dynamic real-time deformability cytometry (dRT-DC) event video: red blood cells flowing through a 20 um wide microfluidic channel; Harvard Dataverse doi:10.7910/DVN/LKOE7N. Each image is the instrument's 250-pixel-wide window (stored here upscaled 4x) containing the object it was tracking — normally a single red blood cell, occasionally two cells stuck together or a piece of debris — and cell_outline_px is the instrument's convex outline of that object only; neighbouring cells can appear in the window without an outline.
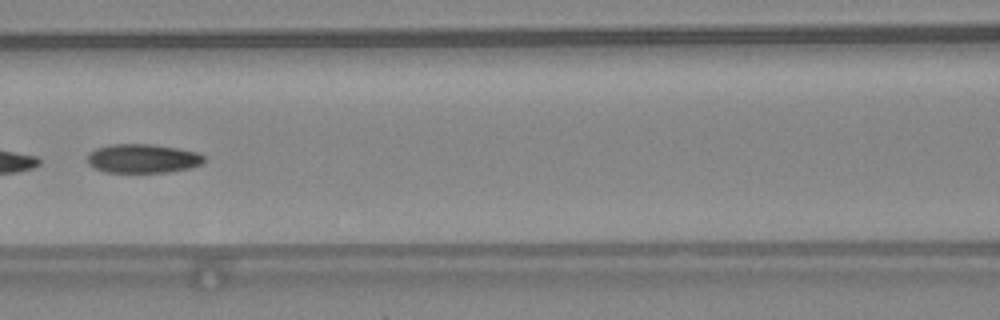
{"species": "common noctule bat (a hibernating species)", "species_latin": "Nyctalus noctula", "temperature_condition": "warm", "stored_images_in_passage": 39, "camera_frame_rate_fps": 3000, "um_per_image_px": 0.085, "animal": {"sex": "female", "body_mass_g": 24.6, "forearm_length_mm": 56.2}, "frame": {"image": 1, "passage_image": 14, "time_ms": 4.333, "image_size_px": [1000, 320], "cell_outline_px": [[204, 160], [200, 164], [192, 168], [168, 172], [104, 172], [88, 164], [88, 152], [96, 148], [112, 144], [152, 144], [176, 148], [196, 152], [204, 156]], "centroid_in_image_um": [12.12, 13.47], "position_along_channel_um": 154.5, "area_um2": 19.65}, "authors_computed_cell_mechanics": {"area_um2": 20.4034, "velocity_mm_per_s": 4.2455, "shape_relaxation_time_tau1_ms": null, "shape_relaxation_time_tau2_ms": 2.5037, "deformation_change_tau1": null, "deformation_change_tau2": 0.0842}}